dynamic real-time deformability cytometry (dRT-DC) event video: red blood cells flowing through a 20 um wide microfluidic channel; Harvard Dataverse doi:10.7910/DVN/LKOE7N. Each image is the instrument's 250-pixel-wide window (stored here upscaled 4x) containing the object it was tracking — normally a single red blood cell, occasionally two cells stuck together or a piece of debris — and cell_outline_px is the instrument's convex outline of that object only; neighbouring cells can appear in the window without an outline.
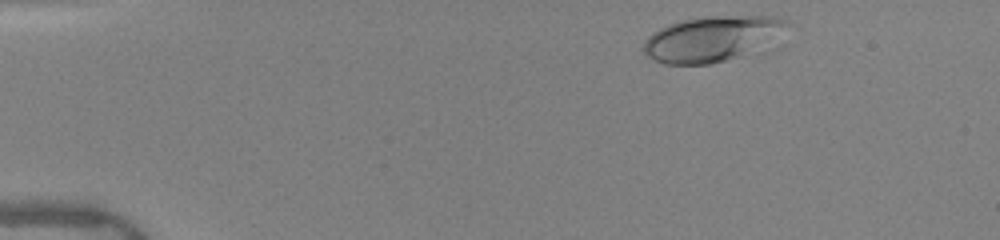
{"species": "human", "species_latin": "Homo sapiens", "temperature_condition": "warm", "stored_images_in_passage": 45, "camera_frame_rate_fps": 3000, "um_per_image_px": 0.085, "donor": {"sex": "female"}, "frame": {"image": 1, "passage_image": 2, "time_ms": 0.333, "image_size_px": [1000, 240], "cell_outline_px": [[792, 24], [740, 56], [708, 64], [664, 64], [644, 56], [644, 40], [652, 32], [668, 24], [680, 20], [704, 16], [772, 16], [788, 20]], "centroid_in_image_um": [60.37, 3.27], "position_along_channel_um": 24.6, "area_um2": 36.99}}
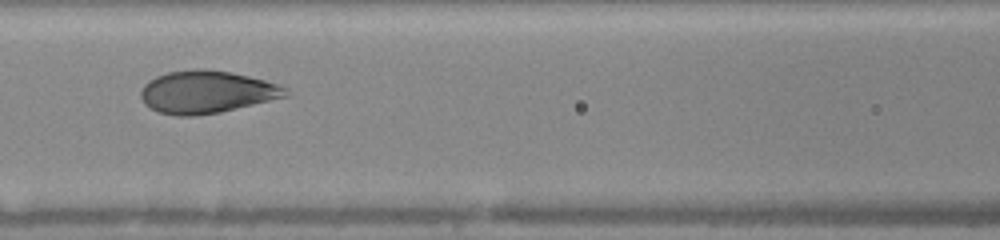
{"frame": {"image": 2, "passage_image": 18, "time_ms": 5.667, "image_size_px": [1000, 240], "cell_outline_px": [[292, 96], [220, 112], [192, 116], [176, 116], [160, 112], [144, 104], [140, 96], [140, 92], [144, 84], [148, 80], [156, 76], [168, 72], [192, 68], [200, 68], [232, 72], [280, 84], [288, 88]], "centroid_in_image_um": [17.61, 7.81], "position_along_channel_um": 149.0, "area_um2": 36.36}}
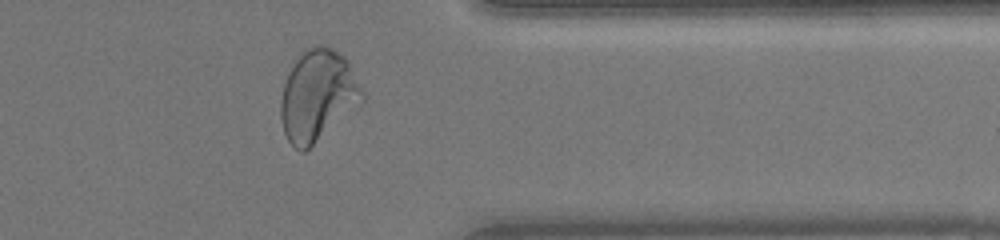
{"frame": {"image": 3, "passage_image": 36, "time_ms": 11.667, "image_size_px": [1000, 240], "cell_outline_px": [[364, 100], [304, 152], [300, 152], [288, 140], [284, 132], [280, 116], [280, 100], [284, 84], [288, 72], [304, 48], [316, 44], [324, 44], [344, 56], [348, 60], [364, 92]], "centroid_in_image_um": [26.99, 8.08], "position_along_channel_um": 384.4, "area_um2": 43.12}, "authors_computed_cell_mechanics": {"area_um2": 36.8186, "velocity_mm_per_s": 4.0339, "shape_relaxation_time_tau1_ms": 2.6023, "shape_relaxation_time_tau2_ms": null, "deformation_change_tau1": 0.1593, "deformation_change_tau2": null}}